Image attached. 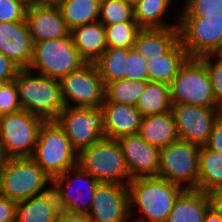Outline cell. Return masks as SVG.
<instances>
[{
  "label": "cell",
  "mask_w": 222,
  "mask_h": 222,
  "mask_svg": "<svg viewBox=\"0 0 222 222\" xmlns=\"http://www.w3.org/2000/svg\"><path fill=\"white\" fill-rule=\"evenodd\" d=\"M28 6L22 0H0V22L25 21Z\"/></svg>",
  "instance_id": "8d00e7d4"
},
{
  "label": "cell",
  "mask_w": 222,
  "mask_h": 222,
  "mask_svg": "<svg viewBox=\"0 0 222 222\" xmlns=\"http://www.w3.org/2000/svg\"><path fill=\"white\" fill-rule=\"evenodd\" d=\"M8 156L6 155L5 151H4V148H3V145L2 143L0 142V175L2 174L3 172V169L5 167V164L8 160Z\"/></svg>",
  "instance_id": "f6af8a7d"
},
{
  "label": "cell",
  "mask_w": 222,
  "mask_h": 222,
  "mask_svg": "<svg viewBox=\"0 0 222 222\" xmlns=\"http://www.w3.org/2000/svg\"><path fill=\"white\" fill-rule=\"evenodd\" d=\"M93 222H128V185L99 182L87 214Z\"/></svg>",
  "instance_id": "5bb4252c"
},
{
  "label": "cell",
  "mask_w": 222,
  "mask_h": 222,
  "mask_svg": "<svg viewBox=\"0 0 222 222\" xmlns=\"http://www.w3.org/2000/svg\"><path fill=\"white\" fill-rule=\"evenodd\" d=\"M56 5L69 30L99 20L100 0H62Z\"/></svg>",
  "instance_id": "484cf974"
},
{
  "label": "cell",
  "mask_w": 222,
  "mask_h": 222,
  "mask_svg": "<svg viewBox=\"0 0 222 222\" xmlns=\"http://www.w3.org/2000/svg\"><path fill=\"white\" fill-rule=\"evenodd\" d=\"M137 134L158 149H163L179 139L172 111L142 117Z\"/></svg>",
  "instance_id": "44dd1931"
},
{
  "label": "cell",
  "mask_w": 222,
  "mask_h": 222,
  "mask_svg": "<svg viewBox=\"0 0 222 222\" xmlns=\"http://www.w3.org/2000/svg\"><path fill=\"white\" fill-rule=\"evenodd\" d=\"M16 204L17 202L0 195V222L16 221Z\"/></svg>",
  "instance_id": "60d3db41"
},
{
  "label": "cell",
  "mask_w": 222,
  "mask_h": 222,
  "mask_svg": "<svg viewBox=\"0 0 222 222\" xmlns=\"http://www.w3.org/2000/svg\"><path fill=\"white\" fill-rule=\"evenodd\" d=\"M73 44L86 62H95L106 50L105 26L99 22L77 26L70 30Z\"/></svg>",
  "instance_id": "cb8c5ba5"
},
{
  "label": "cell",
  "mask_w": 222,
  "mask_h": 222,
  "mask_svg": "<svg viewBox=\"0 0 222 222\" xmlns=\"http://www.w3.org/2000/svg\"><path fill=\"white\" fill-rule=\"evenodd\" d=\"M183 190L182 186L159 176L131 179L128 184L129 215L132 216L137 206L143 217L130 222H165Z\"/></svg>",
  "instance_id": "6da1fadb"
},
{
  "label": "cell",
  "mask_w": 222,
  "mask_h": 222,
  "mask_svg": "<svg viewBox=\"0 0 222 222\" xmlns=\"http://www.w3.org/2000/svg\"><path fill=\"white\" fill-rule=\"evenodd\" d=\"M128 48L107 47L94 62L104 85L123 80L127 73Z\"/></svg>",
  "instance_id": "f1b7e54d"
},
{
  "label": "cell",
  "mask_w": 222,
  "mask_h": 222,
  "mask_svg": "<svg viewBox=\"0 0 222 222\" xmlns=\"http://www.w3.org/2000/svg\"><path fill=\"white\" fill-rule=\"evenodd\" d=\"M171 111L175 118L179 139L199 146L207 143L213 123L221 112L219 108L188 104H173Z\"/></svg>",
  "instance_id": "9a60e30c"
},
{
  "label": "cell",
  "mask_w": 222,
  "mask_h": 222,
  "mask_svg": "<svg viewBox=\"0 0 222 222\" xmlns=\"http://www.w3.org/2000/svg\"><path fill=\"white\" fill-rule=\"evenodd\" d=\"M31 159L51 178L78 165V152L55 120L44 121Z\"/></svg>",
  "instance_id": "3957f363"
},
{
  "label": "cell",
  "mask_w": 222,
  "mask_h": 222,
  "mask_svg": "<svg viewBox=\"0 0 222 222\" xmlns=\"http://www.w3.org/2000/svg\"><path fill=\"white\" fill-rule=\"evenodd\" d=\"M200 146L178 139L160 149L158 176L184 189H197Z\"/></svg>",
  "instance_id": "ba28073f"
},
{
  "label": "cell",
  "mask_w": 222,
  "mask_h": 222,
  "mask_svg": "<svg viewBox=\"0 0 222 222\" xmlns=\"http://www.w3.org/2000/svg\"><path fill=\"white\" fill-rule=\"evenodd\" d=\"M179 17L222 16V0H186Z\"/></svg>",
  "instance_id": "e575fe53"
},
{
  "label": "cell",
  "mask_w": 222,
  "mask_h": 222,
  "mask_svg": "<svg viewBox=\"0 0 222 222\" xmlns=\"http://www.w3.org/2000/svg\"><path fill=\"white\" fill-rule=\"evenodd\" d=\"M19 70L16 64L0 52V84L13 81Z\"/></svg>",
  "instance_id": "ab89813d"
},
{
  "label": "cell",
  "mask_w": 222,
  "mask_h": 222,
  "mask_svg": "<svg viewBox=\"0 0 222 222\" xmlns=\"http://www.w3.org/2000/svg\"><path fill=\"white\" fill-rule=\"evenodd\" d=\"M177 22L189 58L222 54V16L180 17Z\"/></svg>",
  "instance_id": "30bf717a"
},
{
  "label": "cell",
  "mask_w": 222,
  "mask_h": 222,
  "mask_svg": "<svg viewBox=\"0 0 222 222\" xmlns=\"http://www.w3.org/2000/svg\"><path fill=\"white\" fill-rule=\"evenodd\" d=\"M86 214L71 213L61 210L58 214L56 222H89Z\"/></svg>",
  "instance_id": "b9f144b4"
},
{
  "label": "cell",
  "mask_w": 222,
  "mask_h": 222,
  "mask_svg": "<svg viewBox=\"0 0 222 222\" xmlns=\"http://www.w3.org/2000/svg\"><path fill=\"white\" fill-rule=\"evenodd\" d=\"M222 185V154L200 146L197 189L212 194Z\"/></svg>",
  "instance_id": "4316f807"
},
{
  "label": "cell",
  "mask_w": 222,
  "mask_h": 222,
  "mask_svg": "<svg viewBox=\"0 0 222 222\" xmlns=\"http://www.w3.org/2000/svg\"><path fill=\"white\" fill-rule=\"evenodd\" d=\"M213 204L222 209V185L212 194Z\"/></svg>",
  "instance_id": "ee69618b"
},
{
  "label": "cell",
  "mask_w": 222,
  "mask_h": 222,
  "mask_svg": "<svg viewBox=\"0 0 222 222\" xmlns=\"http://www.w3.org/2000/svg\"><path fill=\"white\" fill-rule=\"evenodd\" d=\"M85 63L69 34L64 38L34 43L33 58L28 69L34 73L38 70V74L60 80Z\"/></svg>",
  "instance_id": "8992f818"
},
{
  "label": "cell",
  "mask_w": 222,
  "mask_h": 222,
  "mask_svg": "<svg viewBox=\"0 0 222 222\" xmlns=\"http://www.w3.org/2000/svg\"><path fill=\"white\" fill-rule=\"evenodd\" d=\"M62 0H38L40 3H45V4H57Z\"/></svg>",
  "instance_id": "bcb514c9"
},
{
  "label": "cell",
  "mask_w": 222,
  "mask_h": 222,
  "mask_svg": "<svg viewBox=\"0 0 222 222\" xmlns=\"http://www.w3.org/2000/svg\"><path fill=\"white\" fill-rule=\"evenodd\" d=\"M22 1H24V2L27 3L28 5H31V4H33V3L38 2V0H22Z\"/></svg>",
  "instance_id": "c3c4849f"
},
{
  "label": "cell",
  "mask_w": 222,
  "mask_h": 222,
  "mask_svg": "<svg viewBox=\"0 0 222 222\" xmlns=\"http://www.w3.org/2000/svg\"><path fill=\"white\" fill-rule=\"evenodd\" d=\"M98 21L103 25L135 21L133 7L123 0H100Z\"/></svg>",
  "instance_id": "d6a6232c"
},
{
  "label": "cell",
  "mask_w": 222,
  "mask_h": 222,
  "mask_svg": "<svg viewBox=\"0 0 222 222\" xmlns=\"http://www.w3.org/2000/svg\"><path fill=\"white\" fill-rule=\"evenodd\" d=\"M51 182V186L47 184ZM51 178L31 158H9L0 175V195L15 202L48 192Z\"/></svg>",
  "instance_id": "5b68a950"
},
{
  "label": "cell",
  "mask_w": 222,
  "mask_h": 222,
  "mask_svg": "<svg viewBox=\"0 0 222 222\" xmlns=\"http://www.w3.org/2000/svg\"><path fill=\"white\" fill-rule=\"evenodd\" d=\"M25 21L33 44L64 38L70 34L56 4L36 2L29 5Z\"/></svg>",
  "instance_id": "e0dca14e"
},
{
  "label": "cell",
  "mask_w": 222,
  "mask_h": 222,
  "mask_svg": "<svg viewBox=\"0 0 222 222\" xmlns=\"http://www.w3.org/2000/svg\"><path fill=\"white\" fill-rule=\"evenodd\" d=\"M179 40V27L142 28L133 48L142 57H155L166 53Z\"/></svg>",
  "instance_id": "d4e9b609"
},
{
  "label": "cell",
  "mask_w": 222,
  "mask_h": 222,
  "mask_svg": "<svg viewBox=\"0 0 222 222\" xmlns=\"http://www.w3.org/2000/svg\"><path fill=\"white\" fill-rule=\"evenodd\" d=\"M78 165L98 182L128 185L132 179L117 139L102 137L82 149Z\"/></svg>",
  "instance_id": "277c9868"
},
{
  "label": "cell",
  "mask_w": 222,
  "mask_h": 222,
  "mask_svg": "<svg viewBox=\"0 0 222 222\" xmlns=\"http://www.w3.org/2000/svg\"><path fill=\"white\" fill-rule=\"evenodd\" d=\"M34 44L26 21L0 22V52L20 69H28Z\"/></svg>",
  "instance_id": "ac0fdd59"
},
{
  "label": "cell",
  "mask_w": 222,
  "mask_h": 222,
  "mask_svg": "<svg viewBox=\"0 0 222 222\" xmlns=\"http://www.w3.org/2000/svg\"><path fill=\"white\" fill-rule=\"evenodd\" d=\"M148 59L139 55L134 48H128L127 73L125 79L149 81L146 63Z\"/></svg>",
  "instance_id": "74e56055"
},
{
  "label": "cell",
  "mask_w": 222,
  "mask_h": 222,
  "mask_svg": "<svg viewBox=\"0 0 222 222\" xmlns=\"http://www.w3.org/2000/svg\"><path fill=\"white\" fill-rule=\"evenodd\" d=\"M44 121L25 110L0 115V142L8 158H31Z\"/></svg>",
  "instance_id": "9c48e42d"
},
{
  "label": "cell",
  "mask_w": 222,
  "mask_h": 222,
  "mask_svg": "<svg viewBox=\"0 0 222 222\" xmlns=\"http://www.w3.org/2000/svg\"><path fill=\"white\" fill-rule=\"evenodd\" d=\"M126 4L134 7L140 0H123Z\"/></svg>",
  "instance_id": "7dc6e473"
},
{
  "label": "cell",
  "mask_w": 222,
  "mask_h": 222,
  "mask_svg": "<svg viewBox=\"0 0 222 222\" xmlns=\"http://www.w3.org/2000/svg\"><path fill=\"white\" fill-rule=\"evenodd\" d=\"M14 81L22 110L48 121L55 120L65 107L59 80L20 69Z\"/></svg>",
  "instance_id": "7a4b0ae2"
},
{
  "label": "cell",
  "mask_w": 222,
  "mask_h": 222,
  "mask_svg": "<svg viewBox=\"0 0 222 222\" xmlns=\"http://www.w3.org/2000/svg\"><path fill=\"white\" fill-rule=\"evenodd\" d=\"M172 105L168 84L147 81L136 107L144 117L169 112Z\"/></svg>",
  "instance_id": "83f0119b"
},
{
  "label": "cell",
  "mask_w": 222,
  "mask_h": 222,
  "mask_svg": "<svg viewBox=\"0 0 222 222\" xmlns=\"http://www.w3.org/2000/svg\"><path fill=\"white\" fill-rule=\"evenodd\" d=\"M104 137L118 139L138 133L142 115L136 106L116 102H103Z\"/></svg>",
  "instance_id": "d6986e66"
},
{
  "label": "cell",
  "mask_w": 222,
  "mask_h": 222,
  "mask_svg": "<svg viewBox=\"0 0 222 222\" xmlns=\"http://www.w3.org/2000/svg\"><path fill=\"white\" fill-rule=\"evenodd\" d=\"M213 205L212 195L199 189H184L165 222H204Z\"/></svg>",
  "instance_id": "ffe728a7"
},
{
  "label": "cell",
  "mask_w": 222,
  "mask_h": 222,
  "mask_svg": "<svg viewBox=\"0 0 222 222\" xmlns=\"http://www.w3.org/2000/svg\"><path fill=\"white\" fill-rule=\"evenodd\" d=\"M147 81L117 80L105 86L104 102H116L136 106Z\"/></svg>",
  "instance_id": "4dcf8cb0"
},
{
  "label": "cell",
  "mask_w": 222,
  "mask_h": 222,
  "mask_svg": "<svg viewBox=\"0 0 222 222\" xmlns=\"http://www.w3.org/2000/svg\"><path fill=\"white\" fill-rule=\"evenodd\" d=\"M204 222H222V209L213 204L208 209Z\"/></svg>",
  "instance_id": "7bdbcfd3"
},
{
  "label": "cell",
  "mask_w": 222,
  "mask_h": 222,
  "mask_svg": "<svg viewBox=\"0 0 222 222\" xmlns=\"http://www.w3.org/2000/svg\"><path fill=\"white\" fill-rule=\"evenodd\" d=\"M22 110L15 81L0 84V115Z\"/></svg>",
  "instance_id": "d590c367"
},
{
  "label": "cell",
  "mask_w": 222,
  "mask_h": 222,
  "mask_svg": "<svg viewBox=\"0 0 222 222\" xmlns=\"http://www.w3.org/2000/svg\"><path fill=\"white\" fill-rule=\"evenodd\" d=\"M189 59L180 39L164 54L149 57L146 63L149 81L170 84Z\"/></svg>",
  "instance_id": "603a6c76"
},
{
  "label": "cell",
  "mask_w": 222,
  "mask_h": 222,
  "mask_svg": "<svg viewBox=\"0 0 222 222\" xmlns=\"http://www.w3.org/2000/svg\"><path fill=\"white\" fill-rule=\"evenodd\" d=\"M61 211L53 188L43 194L18 201L15 222H56Z\"/></svg>",
  "instance_id": "7402d4cb"
},
{
  "label": "cell",
  "mask_w": 222,
  "mask_h": 222,
  "mask_svg": "<svg viewBox=\"0 0 222 222\" xmlns=\"http://www.w3.org/2000/svg\"><path fill=\"white\" fill-rule=\"evenodd\" d=\"M117 140L132 179L158 176L160 149L146 143L138 134L122 136Z\"/></svg>",
  "instance_id": "2e32d148"
},
{
  "label": "cell",
  "mask_w": 222,
  "mask_h": 222,
  "mask_svg": "<svg viewBox=\"0 0 222 222\" xmlns=\"http://www.w3.org/2000/svg\"><path fill=\"white\" fill-rule=\"evenodd\" d=\"M173 0H140L134 7V20L141 28L178 27L179 24H167L163 21Z\"/></svg>",
  "instance_id": "f546056e"
},
{
  "label": "cell",
  "mask_w": 222,
  "mask_h": 222,
  "mask_svg": "<svg viewBox=\"0 0 222 222\" xmlns=\"http://www.w3.org/2000/svg\"><path fill=\"white\" fill-rule=\"evenodd\" d=\"M104 26L107 47L133 48L136 36L142 29L136 21Z\"/></svg>",
  "instance_id": "1f68e13d"
},
{
  "label": "cell",
  "mask_w": 222,
  "mask_h": 222,
  "mask_svg": "<svg viewBox=\"0 0 222 222\" xmlns=\"http://www.w3.org/2000/svg\"><path fill=\"white\" fill-rule=\"evenodd\" d=\"M59 81L67 107H73L74 103V107L99 108L105 100V85L93 62H86Z\"/></svg>",
  "instance_id": "8fae6325"
},
{
  "label": "cell",
  "mask_w": 222,
  "mask_h": 222,
  "mask_svg": "<svg viewBox=\"0 0 222 222\" xmlns=\"http://www.w3.org/2000/svg\"><path fill=\"white\" fill-rule=\"evenodd\" d=\"M172 104H188L218 108L205 65L198 58H189L169 84Z\"/></svg>",
  "instance_id": "52a82bcc"
},
{
  "label": "cell",
  "mask_w": 222,
  "mask_h": 222,
  "mask_svg": "<svg viewBox=\"0 0 222 222\" xmlns=\"http://www.w3.org/2000/svg\"><path fill=\"white\" fill-rule=\"evenodd\" d=\"M55 121L78 153L104 137V112L101 107L65 106Z\"/></svg>",
  "instance_id": "7c38bea8"
},
{
  "label": "cell",
  "mask_w": 222,
  "mask_h": 222,
  "mask_svg": "<svg viewBox=\"0 0 222 222\" xmlns=\"http://www.w3.org/2000/svg\"><path fill=\"white\" fill-rule=\"evenodd\" d=\"M71 172L73 174H71ZM76 182H80L81 184L86 183V188L82 189L84 186L82 188H78L76 185L74 186ZM98 183L99 182L88 172L84 171L79 165H77L54 177L52 188L56 193L61 210L87 215L90 211L93 195ZM72 189H75V191L77 190V192L73 193ZM86 195L88 198L85 197ZM84 197L87 201L84 199Z\"/></svg>",
  "instance_id": "4fadbf2b"
},
{
  "label": "cell",
  "mask_w": 222,
  "mask_h": 222,
  "mask_svg": "<svg viewBox=\"0 0 222 222\" xmlns=\"http://www.w3.org/2000/svg\"><path fill=\"white\" fill-rule=\"evenodd\" d=\"M205 146L222 154V112H220L216 117Z\"/></svg>",
  "instance_id": "f35d334b"
},
{
  "label": "cell",
  "mask_w": 222,
  "mask_h": 222,
  "mask_svg": "<svg viewBox=\"0 0 222 222\" xmlns=\"http://www.w3.org/2000/svg\"><path fill=\"white\" fill-rule=\"evenodd\" d=\"M216 58L215 61L211 59ZM206 67L217 107L222 110V54L206 55L198 58Z\"/></svg>",
  "instance_id": "836d02e7"
}]
</instances>
